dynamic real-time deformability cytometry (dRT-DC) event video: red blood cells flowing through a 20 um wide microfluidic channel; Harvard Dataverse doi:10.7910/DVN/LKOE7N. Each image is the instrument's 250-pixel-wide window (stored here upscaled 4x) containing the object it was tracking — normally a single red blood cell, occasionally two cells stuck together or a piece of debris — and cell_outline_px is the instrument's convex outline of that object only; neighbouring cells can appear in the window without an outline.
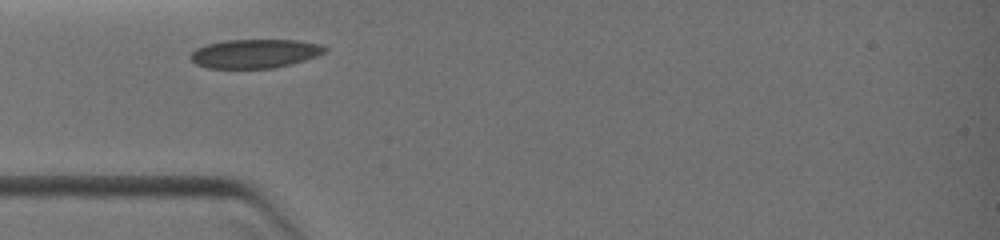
{"species": "common noctule bat (a hibernating species)", "species_latin": "Nyctalus noctula", "temperature_condition": "warm", "stored_images_in_passage": 2, "camera_frame_rate_fps": 3000, "um_per_image_px": 0.085, "animal": {"sex": "female", "body_mass_g": 19.0, "forearm_length_mm": 51.5}, "frame": {"image": 1, "passage_image": 1, "time_ms": 0.0, "image_size_px": [1000, 240], "cell_outline_px": [[328, 52], [292, 64], [272, 68], [208, 68], [196, 64], [188, 56], [196, 48], [208, 44], [228, 40], [296, 40], [324, 44], [328, 48]], "centroid_in_image_um": [21.71, 4.55], "position_along_channel_um": 63.3, "area_um2": 22.72}}
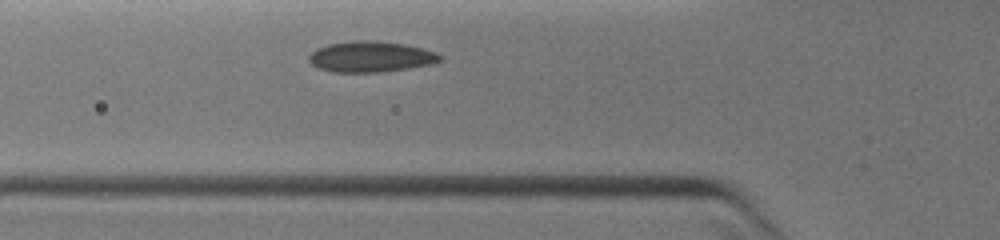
{"frame": {"image": 2, "passage_image": 2, "time_ms": 0.667, "image_size_px": [1000, 240], "cell_outline_px": [[444, 60], [436, 64], [384, 72], [332, 72], [316, 68], [308, 60], [308, 56], [316, 48], [328, 44], [404, 44], [436, 52], [444, 56]], "centroid_in_image_um": [31.58, 4.9], "position_along_channel_um": 94.2, "area_um2": 22.6}}